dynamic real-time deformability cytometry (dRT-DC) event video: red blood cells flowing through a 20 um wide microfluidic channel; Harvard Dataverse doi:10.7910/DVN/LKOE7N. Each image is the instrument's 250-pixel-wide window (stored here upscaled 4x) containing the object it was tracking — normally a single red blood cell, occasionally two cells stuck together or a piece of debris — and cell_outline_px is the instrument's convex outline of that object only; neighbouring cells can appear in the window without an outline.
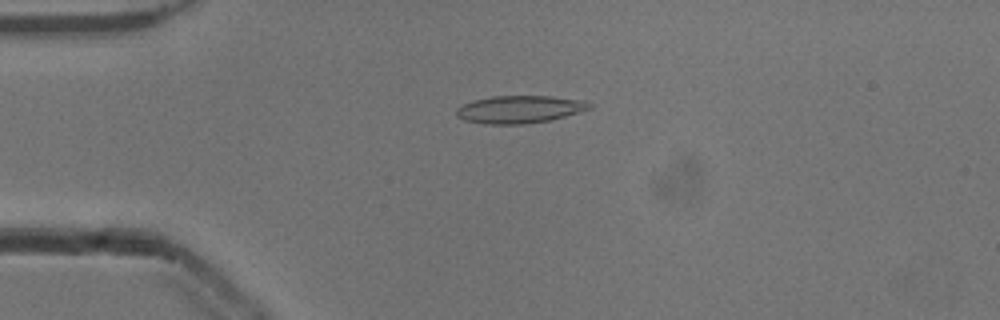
{"species": "common noctule bat (a hibernating species)", "species_latin": "Nyctalus noctula", "temperature_condition": "cold", "stored_images_in_passage": 53, "camera_frame_rate_fps": 3000, "um_per_image_px": 0.085, "animal": {"sex": "male", "body_mass_g": 13.3}, "frame": {"image": 1, "passage_image": 13, "time_ms": 4.0, "image_size_px": [1000, 320], "cell_outline_px": [[592, 108], [564, 116], [548, 120], [524, 124], [484, 124], [464, 120], [456, 116], [456, 108], [472, 100], [492, 96], [548, 96], [584, 100], [592, 104]], "centroid_in_image_um": [44.13, 9.29], "position_along_channel_um": 40.9, "area_um2": 21.33}}
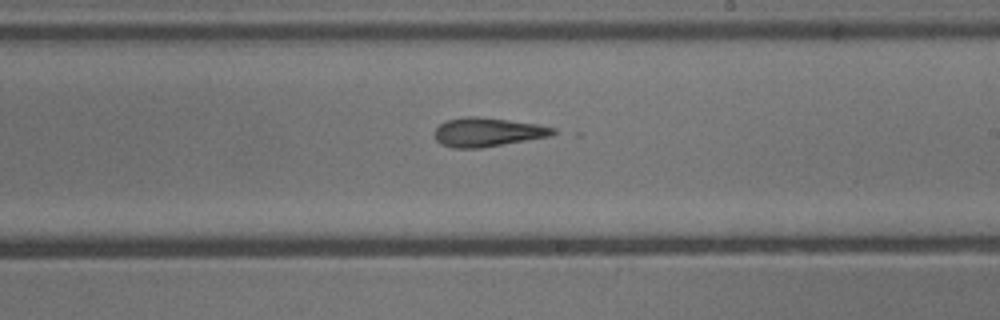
{"frame": {"image": 2, "passage_image": 31, "time_ms": 10.0, "image_size_px": [1000, 320], "cell_outline_px": [[560, 132], [552, 136], [480, 148], [452, 148], [440, 144], [436, 140], [436, 128], [440, 124], [448, 120], [464, 116], [476, 116], [508, 120], [536, 124], [556, 128]], "centroid_in_image_um": [41.48, 11.23], "position_along_channel_um": 247.5, "area_um2": 20.0}}
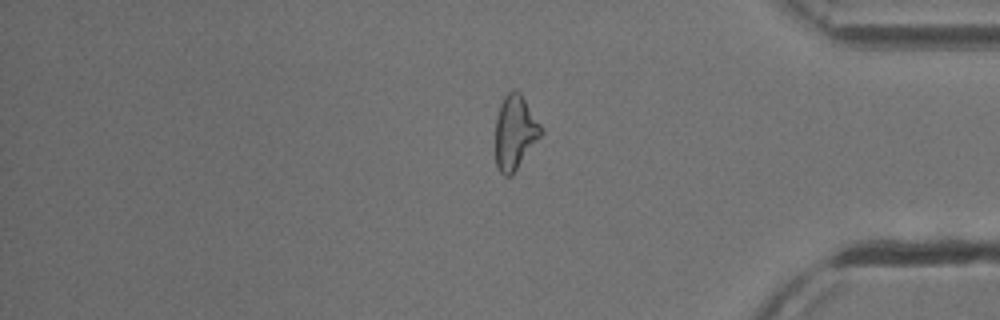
{"frame": {"image": 3, "passage_image": 44, "time_ms": 14.333, "image_size_px": [1000, 320], "cell_outline_px": [[544, 132], [512, 176], [504, 176], [500, 172], [496, 164], [496, 120], [500, 104], [504, 96], [512, 88], [516, 88], [520, 92], [540, 124]], "centroid_in_image_um": [43.78, 11.25], "position_along_channel_um": 391.4, "area_um2": 19.77}, "authors_computed_cell_mechanics": {"area_um2": 20.6924, "velocity_mm_per_s": 3.8766, "shape_relaxation_time_tau1_ms": null, "shape_relaxation_time_tau2_ms": 4.2184, "deformation_change_tau1": null, "deformation_change_tau2": 0.1429}}